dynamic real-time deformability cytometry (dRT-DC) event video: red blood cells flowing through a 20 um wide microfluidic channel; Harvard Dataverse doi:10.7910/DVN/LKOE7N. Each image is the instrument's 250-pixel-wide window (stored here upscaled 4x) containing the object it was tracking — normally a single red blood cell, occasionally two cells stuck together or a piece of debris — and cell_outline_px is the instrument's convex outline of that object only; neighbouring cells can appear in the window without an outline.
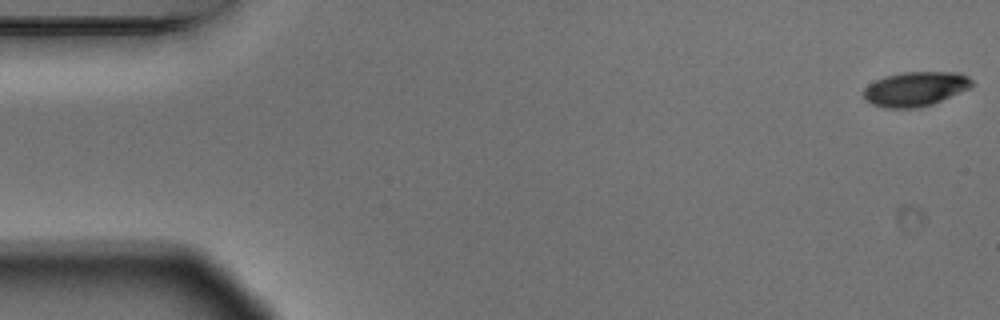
{"species": "Egyptian fruit bat (a non-hibernating species)", "species_latin": "Rousettus aegyptiacus", "temperature_condition": "warm", "stored_images_in_passage": 4, "camera_frame_rate_fps": 3000, "um_per_image_px": 0.085, "animal": {"sex": "male"}, "frame": {"image": 1, "passage_image": 1, "time_ms": 0.0, "image_size_px": [1000, 320], "cell_outline_px": [[972, 84], [968, 88], [932, 104], [920, 108], [884, 108], [872, 104], [864, 96], [864, 88], [868, 84], [884, 76], [904, 72], [960, 72], [968, 76], [972, 80]], "centroid_in_image_um": [77.79, 7.55], "position_along_channel_um": 7.2, "area_um2": 21.62}}
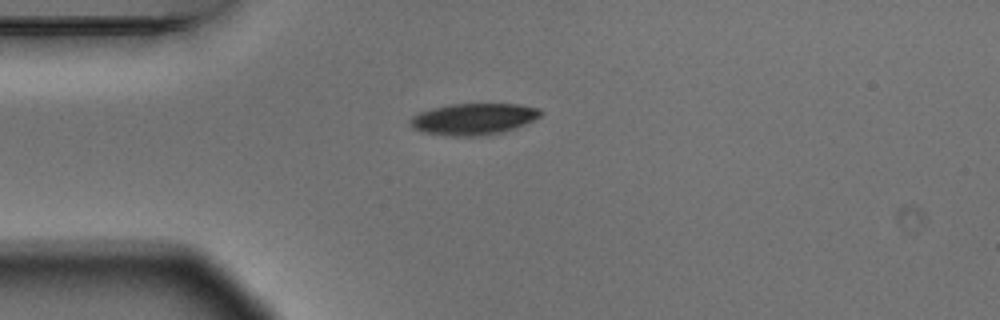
{"frame": {"image": 2, "passage_image": 4, "time_ms": 1.0, "image_size_px": [1000, 320], "cell_outline_px": [[544, 112], [540, 116], [516, 128], [504, 132], [488, 136], [448, 136], [424, 132], [412, 128], [408, 124], [408, 120], [412, 116], [420, 112], [432, 108], [452, 104], [520, 104], [540, 108]], "centroid_in_image_um": [40.25, 10.12], "position_along_channel_um": 44.8, "area_um2": 24.22}}